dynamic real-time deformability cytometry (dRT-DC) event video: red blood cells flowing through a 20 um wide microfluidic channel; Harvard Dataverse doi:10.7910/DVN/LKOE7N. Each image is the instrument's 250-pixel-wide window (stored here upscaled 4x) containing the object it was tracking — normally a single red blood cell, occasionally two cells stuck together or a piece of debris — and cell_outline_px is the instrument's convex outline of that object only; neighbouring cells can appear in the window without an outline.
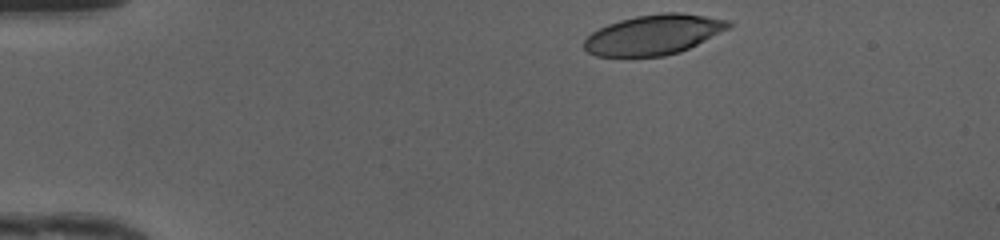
{"species": "human", "species_latin": "Homo sapiens", "temperature_condition": "cold", "stored_images_in_passage": 34, "camera_frame_rate_fps": 3000, "um_per_image_px": 0.085, "donor": {"sex": "female"}, "frame": {"image": 1, "passage_image": 1, "time_ms": 0.0, "image_size_px": [1000, 240], "cell_outline_px": [[732, 24], [728, 28], [680, 52], [664, 56], [596, 56], [588, 52], [584, 48], [584, 40], [592, 32], [608, 24], [620, 20], [636, 16], [664, 12], [680, 12], [732, 20]], "centroid_in_image_um": [55.55, 2.94], "position_along_channel_um": 29.4, "area_um2": 33.41}}
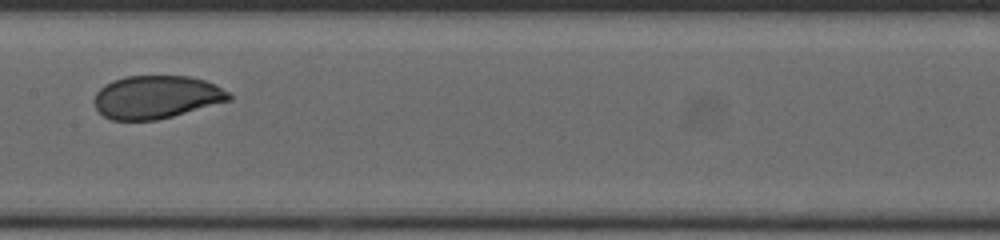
{"frame": {"image": 2, "passage_image": 18, "time_ms": 5.667, "image_size_px": [1000, 240], "cell_outline_px": [[232, 100], [172, 116], [156, 120], [112, 120], [104, 116], [96, 108], [92, 100], [96, 92], [104, 84], [112, 80], [124, 76], [188, 76], [204, 80], [216, 84], [228, 92], [232, 96]], "centroid_in_image_um": [13.27, 8.24], "position_along_channel_um": 194.1, "area_um2": 33.93}}
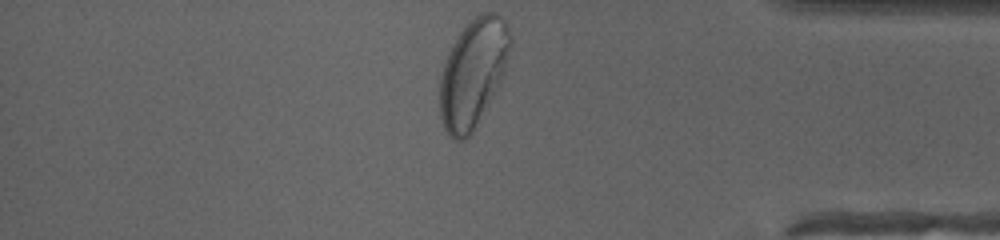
{"frame": {"image": 3, "passage_image": 34, "time_ms": 11.0, "image_size_px": [1000, 240], "cell_outline_px": [[512, 44], [504, 72], [500, 80], [472, 132], [464, 140], [452, 140], [444, 128], [440, 116], [440, 76], [448, 52], [452, 44], [460, 32], [480, 12], [492, 12], [500, 16], [504, 20], [512, 36]], "centroid_in_image_um": [40.2, 6.19], "position_along_channel_um": 395.0, "area_um2": 43.81}, "authors_computed_cell_mechanics": {"area_um2": 34.7089, "velocity_mm_per_s": 4.1789, "shape_relaxation_time_tau1_ms": 3.0595, "shape_relaxation_time_tau2_ms": 0.6805, "deformation_change_tau1": 0.1606, "deformation_change_tau2": 0.0403}}